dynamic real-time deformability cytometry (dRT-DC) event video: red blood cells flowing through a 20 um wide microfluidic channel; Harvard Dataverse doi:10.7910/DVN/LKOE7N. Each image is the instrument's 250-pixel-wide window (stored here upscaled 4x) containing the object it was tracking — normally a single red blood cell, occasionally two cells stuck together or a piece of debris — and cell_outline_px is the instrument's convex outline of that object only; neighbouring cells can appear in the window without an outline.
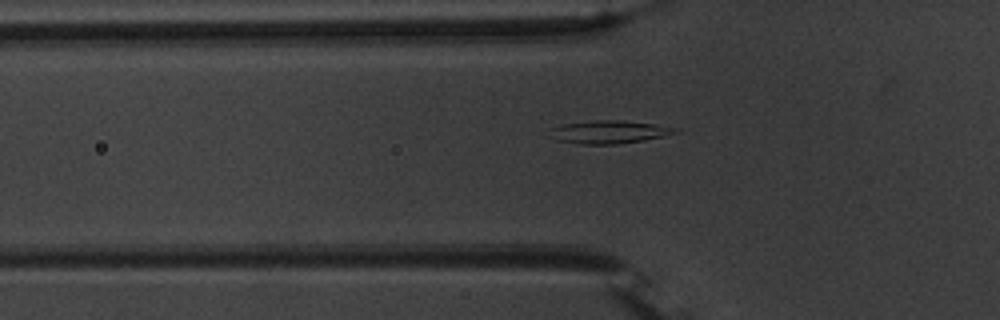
{"species": "common noctule bat (a hibernating species)", "species_latin": "Nyctalus noctula", "temperature_condition": "warm", "stored_images_in_passage": 40, "camera_frame_rate_fps": 3000, "um_per_image_px": 0.085, "animal": {"sex": "male", "body_mass_g": 20.1, "forearm_length_mm": 53.5}, "frame": {"image": 1, "passage_image": 4, "time_ms": 1.0, "image_size_px": [1000, 320], "cell_outline_px": [[680, 132], [664, 136], [644, 140], [616, 144], [580, 144], [556, 140], [552, 128], [564, 124], [596, 120], [620, 120], [656, 124], [680, 128]], "centroid_in_image_um": [51.89, 11.21], "position_along_channel_um": 73.9, "area_um2": 16.59}}
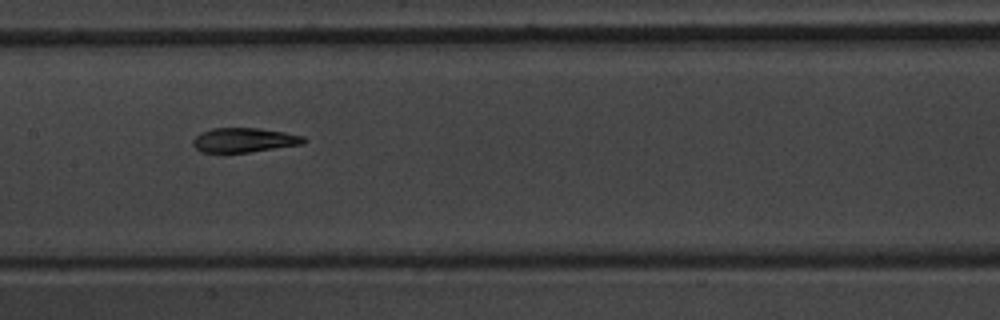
{"frame": {"image": 2, "passage_image": 13, "time_ms": 4.0, "image_size_px": [1000, 320], "cell_outline_px": [[308, 140], [304, 144], [248, 152], [200, 152], [192, 144], [192, 140], [200, 132], [212, 128], [256, 128], [284, 132], [304, 136]], "centroid_in_image_um": [20.75, 11.9], "position_along_channel_um": 186.6, "area_um2": 15.78}}
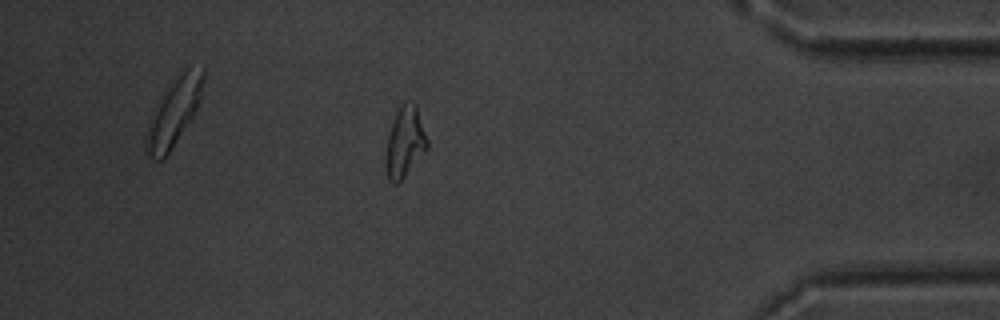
{"frame": {"image": 3, "passage_image": 33, "time_ms": 10.667, "image_size_px": [1000, 320], "cell_outline_px": [[428, 148], [404, 176], [396, 184], [392, 184], [388, 180], [384, 164], [384, 160], [388, 136], [396, 112], [400, 104], [404, 100], [416, 104], [428, 140]], "centroid_in_image_um": [34.4, 12.07], "position_along_channel_um": 400.8, "area_um2": 17.11}, "authors_computed_cell_mechanics": {"area_um2": 16.7042, "velocity_mm_per_s": 3.7256, "shape_relaxation_time_tau1_ms": 6.2249, "shape_relaxation_time_tau2_ms": 1.9086, "deformation_change_tau1": 0.2149, "deformation_change_tau2": 0.0815}}